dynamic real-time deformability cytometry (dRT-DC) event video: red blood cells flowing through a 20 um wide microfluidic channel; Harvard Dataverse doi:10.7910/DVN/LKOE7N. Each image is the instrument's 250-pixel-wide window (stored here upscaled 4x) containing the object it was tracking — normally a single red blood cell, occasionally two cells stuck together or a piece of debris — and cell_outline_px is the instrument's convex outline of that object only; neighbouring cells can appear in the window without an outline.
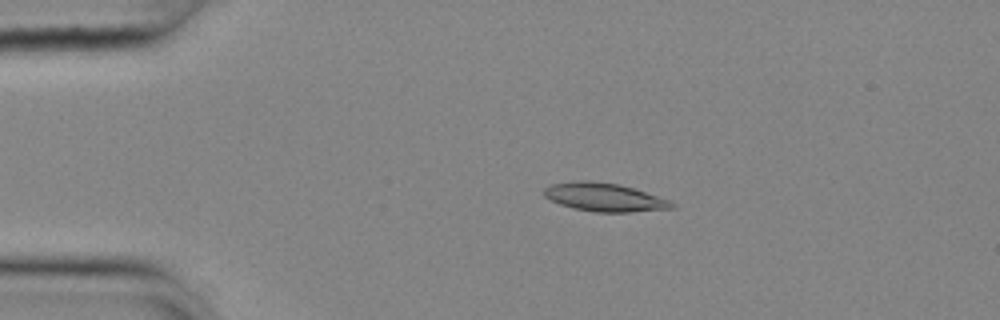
{"species": "common noctule bat (a hibernating species)", "species_latin": "Nyctalus noctula", "temperature_condition": "cold", "stored_images_in_passage": 55, "camera_frame_rate_fps": 3000, "um_per_image_px": 0.085, "animal": {"sex": "female", "body_mass_g": 25.1}, "frame": {"image": 1, "passage_image": 12, "time_ms": 3.667, "image_size_px": [1000, 320], "cell_outline_px": [[676, 208], [632, 212], [596, 212], [572, 208], [560, 204], [544, 196], [544, 188], [552, 184], [580, 180], [592, 180], [620, 184], [668, 200], [676, 204]], "centroid_in_image_um": [51.37, 16.76], "position_along_channel_um": 33.6, "area_um2": 21.04}}
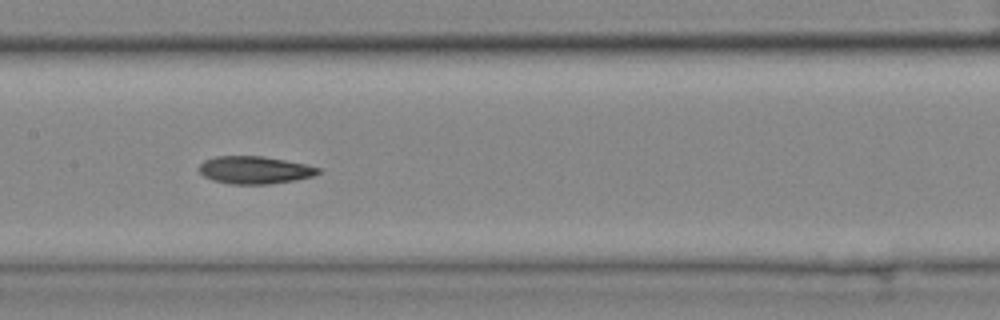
{"frame": {"image": 2, "passage_image": 28, "time_ms": 9.0, "image_size_px": [1000, 320], "cell_outline_px": [[324, 172], [312, 176], [296, 180], [268, 184], [228, 184], [212, 180], [204, 176], [200, 172], [200, 164], [204, 160], [216, 156], [264, 156], [304, 164], [320, 168]], "centroid_in_image_um": [21.66, 14.45], "position_along_channel_um": 185.7, "area_um2": 19.19}}
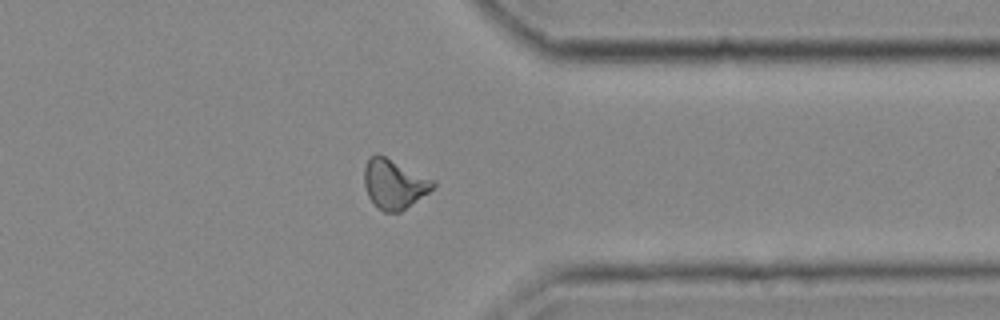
{"frame": {"image": 3, "passage_image": 44, "time_ms": 14.333, "image_size_px": [1000, 320], "cell_outline_px": [[436, 184], [428, 192], [400, 212], [384, 212], [368, 196], [364, 184], [364, 168], [368, 160], [376, 152], [436, 180]], "centroid_in_image_um": [33.5, 15.61], "position_along_channel_um": 377.9, "area_um2": 19.59}, "authors_computed_cell_mechanics": {"area_um2": 19.5942, "velocity_mm_per_s": 3.6876, "shape_relaxation_time_tau1_ms": 5.3448, "shape_relaxation_time_tau2_ms": 2.8845, "deformation_change_tau1": 0.1558, "deformation_change_tau2": 0.0967}}